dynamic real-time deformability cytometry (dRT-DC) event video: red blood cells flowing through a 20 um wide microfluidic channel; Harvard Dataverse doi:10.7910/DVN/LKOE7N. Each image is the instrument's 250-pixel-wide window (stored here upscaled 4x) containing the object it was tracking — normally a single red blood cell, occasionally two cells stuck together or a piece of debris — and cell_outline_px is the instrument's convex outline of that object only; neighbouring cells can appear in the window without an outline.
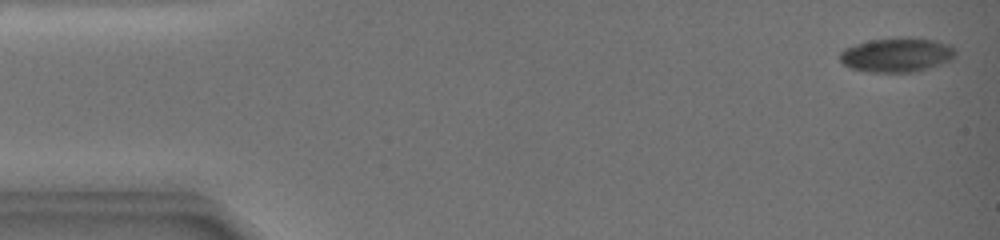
{"species": "common noctule bat (a hibernating species)", "species_latin": "Nyctalus noctula", "temperature_condition": "warm", "stored_images_in_passage": 5, "camera_frame_rate_fps": 3000, "um_per_image_px": 0.085, "animal": {"sex": "female", "body_mass_g": 19.0, "forearm_length_mm": 51.5}, "frame": {"image": 1, "passage_image": 1, "time_ms": 0.0, "image_size_px": [1000, 240], "cell_outline_px": [[956, 52], [948, 60], [924, 68], [908, 72], [876, 72], [852, 68], [844, 64], [840, 60], [840, 52], [844, 48], [868, 40], [900, 36], [912, 36], [936, 40], [952, 44], [956, 48]], "centroid_in_image_um": [76.22, 4.61], "position_along_channel_um": 8.8, "area_um2": 23.06}}